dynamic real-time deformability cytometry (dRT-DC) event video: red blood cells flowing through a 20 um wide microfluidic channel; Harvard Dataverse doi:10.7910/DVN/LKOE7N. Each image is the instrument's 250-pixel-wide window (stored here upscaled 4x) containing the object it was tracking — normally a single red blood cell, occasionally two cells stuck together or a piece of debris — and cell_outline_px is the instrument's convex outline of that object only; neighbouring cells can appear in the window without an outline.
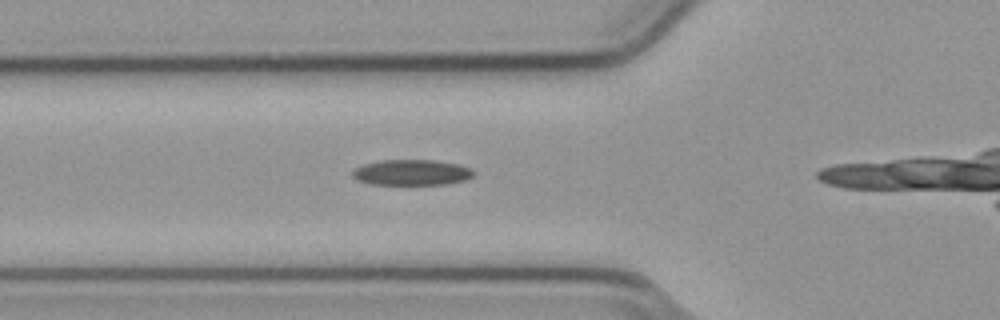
{"species": "common noctule bat (a hibernating species)", "species_latin": "Nyctalus noctula", "temperature_condition": "cold", "stored_images_in_passage": 14, "camera_frame_rate_fps": 3000, "um_per_image_px": 0.085, "animal": {"sex": "male", "body_mass_g": 23.1, "forearm_length_mm": 52.7}, "frame": {"image": 1, "passage_image": 7, "time_ms": 2.0, "image_size_px": [1000, 320], "cell_outline_px": [[476, 172], [472, 176], [464, 180], [444, 184], [372, 184], [356, 180], [352, 176], [352, 172], [356, 168], [364, 164], [380, 160], [432, 160], [456, 164], [472, 168]], "centroid_in_image_um": [34.98, 14.65], "position_along_channel_um": 90.8, "area_um2": 17.98}}
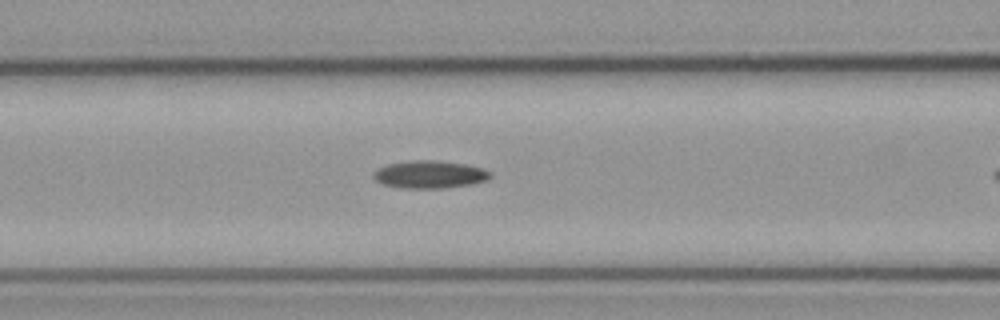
{"frame": {"image": 2, "passage_image": 10, "time_ms": 3.0, "image_size_px": [1000, 320], "cell_outline_px": [[492, 176], [488, 180], [472, 184], [444, 188], [400, 188], [384, 184], [376, 180], [372, 176], [372, 172], [388, 164], [412, 160], [432, 160], [464, 164], [484, 168], [492, 172]], "centroid_in_image_um": [36.56, 14.83], "position_along_channel_um": 130.0, "area_um2": 18.84}}